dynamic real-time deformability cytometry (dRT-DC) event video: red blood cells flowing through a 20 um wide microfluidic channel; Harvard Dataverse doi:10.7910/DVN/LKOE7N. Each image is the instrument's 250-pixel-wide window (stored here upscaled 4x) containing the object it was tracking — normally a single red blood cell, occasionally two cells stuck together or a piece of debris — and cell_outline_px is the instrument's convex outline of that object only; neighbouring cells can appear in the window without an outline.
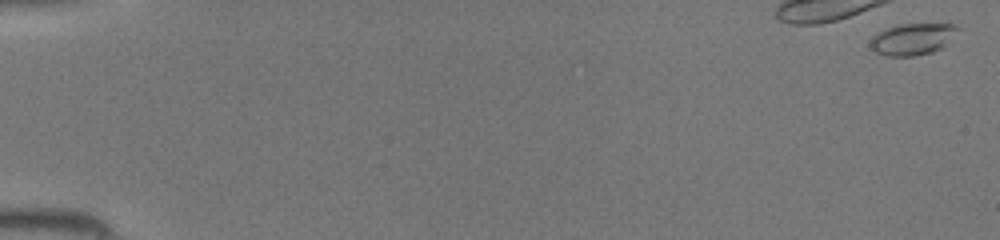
{"species": "common noctule bat (a hibernating species)", "species_latin": "Nyctalus noctula", "temperature_condition": "room temperature", "stored_images_in_passage": 16, "camera_frame_rate_fps": 3000, "um_per_image_px": 0.085, "animal": {"sex": "female", "body_mass_g": 19.5, "forearm_length_mm": 54.1}, "frame": {"image": 1, "passage_image": 1, "time_ms": 0.0, "image_size_px": [1000, 240], "cell_outline_px": [[960, 28], [944, 48], [932, 52], [916, 56], [888, 56], [876, 52], [868, 44], [872, 36], [876, 32], [884, 28], [896, 24], [956, 24]], "centroid_in_image_um": [77.55, 3.32], "position_along_channel_um": 7.4, "area_um2": 16.47}}